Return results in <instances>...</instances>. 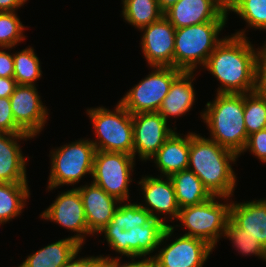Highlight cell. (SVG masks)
<instances>
[{"label": "cell", "instance_id": "cell-11", "mask_svg": "<svg viewBox=\"0 0 266 267\" xmlns=\"http://www.w3.org/2000/svg\"><path fill=\"white\" fill-rule=\"evenodd\" d=\"M174 231L170 226L164 231L158 253L151 258L152 267H203L214 248L202 239L182 234L171 242Z\"/></svg>", "mask_w": 266, "mask_h": 267}, {"label": "cell", "instance_id": "cell-12", "mask_svg": "<svg viewBox=\"0 0 266 267\" xmlns=\"http://www.w3.org/2000/svg\"><path fill=\"white\" fill-rule=\"evenodd\" d=\"M40 218L74 232L71 237L82 246L86 243V237L92 235L88 230L82 198L76 187L59 193L53 203L40 214Z\"/></svg>", "mask_w": 266, "mask_h": 267}, {"label": "cell", "instance_id": "cell-27", "mask_svg": "<svg viewBox=\"0 0 266 267\" xmlns=\"http://www.w3.org/2000/svg\"><path fill=\"white\" fill-rule=\"evenodd\" d=\"M33 47L13 53V78L18 85H34L42 77L41 62Z\"/></svg>", "mask_w": 266, "mask_h": 267}, {"label": "cell", "instance_id": "cell-37", "mask_svg": "<svg viewBox=\"0 0 266 267\" xmlns=\"http://www.w3.org/2000/svg\"><path fill=\"white\" fill-rule=\"evenodd\" d=\"M82 251V248L77 251L71 259L65 263L62 267H99L100 265V257L98 256H84L80 257V252Z\"/></svg>", "mask_w": 266, "mask_h": 267}, {"label": "cell", "instance_id": "cell-35", "mask_svg": "<svg viewBox=\"0 0 266 267\" xmlns=\"http://www.w3.org/2000/svg\"><path fill=\"white\" fill-rule=\"evenodd\" d=\"M255 92L266 98V51L261 46L256 59Z\"/></svg>", "mask_w": 266, "mask_h": 267}, {"label": "cell", "instance_id": "cell-28", "mask_svg": "<svg viewBox=\"0 0 266 267\" xmlns=\"http://www.w3.org/2000/svg\"><path fill=\"white\" fill-rule=\"evenodd\" d=\"M239 15L247 24L243 30L232 33L236 36L247 37L246 29L266 31V0H241L231 11Z\"/></svg>", "mask_w": 266, "mask_h": 267}, {"label": "cell", "instance_id": "cell-4", "mask_svg": "<svg viewBox=\"0 0 266 267\" xmlns=\"http://www.w3.org/2000/svg\"><path fill=\"white\" fill-rule=\"evenodd\" d=\"M200 112L210 133L207 138L238 156L243 152L248 135L244 121V94L216 93Z\"/></svg>", "mask_w": 266, "mask_h": 267}, {"label": "cell", "instance_id": "cell-22", "mask_svg": "<svg viewBox=\"0 0 266 267\" xmlns=\"http://www.w3.org/2000/svg\"><path fill=\"white\" fill-rule=\"evenodd\" d=\"M230 219L266 248V198L237 202L231 198Z\"/></svg>", "mask_w": 266, "mask_h": 267}, {"label": "cell", "instance_id": "cell-19", "mask_svg": "<svg viewBox=\"0 0 266 267\" xmlns=\"http://www.w3.org/2000/svg\"><path fill=\"white\" fill-rule=\"evenodd\" d=\"M164 16L175 29L209 21H228L215 0H179Z\"/></svg>", "mask_w": 266, "mask_h": 267}, {"label": "cell", "instance_id": "cell-30", "mask_svg": "<svg viewBox=\"0 0 266 267\" xmlns=\"http://www.w3.org/2000/svg\"><path fill=\"white\" fill-rule=\"evenodd\" d=\"M244 121L248 136L266 128V98L255 91L244 94Z\"/></svg>", "mask_w": 266, "mask_h": 267}, {"label": "cell", "instance_id": "cell-26", "mask_svg": "<svg viewBox=\"0 0 266 267\" xmlns=\"http://www.w3.org/2000/svg\"><path fill=\"white\" fill-rule=\"evenodd\" d=\"M121 17L137 30L160 20L164 13L157 0H121Z\"/></svg>", "mask_w": 266, "mask_h": 267}, {"label": "cell", "instance_id": "cell-13", "mask_svg": "<svg viewBox=\"0 0 266 267\" xmlns=\"http://www.w3.org/2000/svg\"><path fill=\"white\" fill-rule=\"evenodd\" d=\"M133 121V156L141 161H150L160 147L177 129L169 127L158 112H141L132 115Z\"/></svg>", "mask_w": 266, "mask_h": 267}, {"label": "cell", "instance_id": "cell-17", "mask_svg": "<svg viewBox=\"0 0 266 267\" xmlns=\"http://www.w3.org/2000/svg\"><path fill=\"white\" fill-rule=\"evenodd\" d=\"M76 188L82 198L88 230L92 236H97L112 220L120 201L92 181Z\"/></svg>", "mask_w": 266, "mask_h": 267}, {"label": "cell", "instance_id": "cell-21", "mask_svg": "<svg viewBox=\"0 0 266 267\" xmlns=\"http://www.w3.org/2000/svg\"><path fill=\"white\" fill-rule=\"evenodd\" d=\"M182 135L174 131L150 159L160 171V176L169 177L173 173L188 169L190 131Z\"/></svg>", "mask_w": 266, "mask_h": 267}, {"label": "cell", "instance_id": "cell-3", "mask_svg": "<svg viewBox=\"0 0 266 267\" xmlns=\"http://www.w3.org/2000/svg\"><path fill=\"white\" fill-rule=\"evenodd\" d=\"M233 151L217 142L190 132L189 166L212 196L230 198L237 186L232 164L238 160Z\"/></svg>", "mask_w": 266, "mask_h": 267}, {"label": "cell", "instance_id": "cell-41", "mask_svg": "<svg viewBox=\"0 0 266 267\" xmlns=\"http://www.w3.org/2000/svg\"><path fill=\"white\" fill-rule=\"evenodd\" d=\"M179 0H157L158 5L163 13L170 9Z\"/></svg>", "mask_w": 266, "mask_h": 267}, {"label": "cell", "instance_id": "cell-15", "mask_svg": "<svg viewBox=\"0 0 266 267\" xmlns=\"http://www.w3.org/2000/svg\"><path fill=\"white\" fill-rule=\"evenodd\" d=\"M137 183L140 185L142 199H144V201H141L144 204L139 202V205L146 209L153 218L162 220L165 224H167L168 218L171 219V223L178 218L180 207L169 177L160 176L158 178L152 175H145Z\"/></svg>", "mask_w": 266, "mask_h": 267}, {"label": "cell", "instance_id": "cell-33", "mask_svg": "<svg viewBox=\"0 0 266 267\" xmlns=\"http://www.w3.org/2000/svg\"><path fill=\"white\" fill-rule=\"evenodd\" d=\"M247 150L262 163H266V128L248 136L246 146L239 157Z\"/></svg>", "mask_w": 266, "mask_h": 267}, {"label": "cell", "instance_id": "cell-1", "mask_svg": "<svg viewBox=\"0 0 266 267\" xmlns=\"http://www.w3.org/2000/svg\"><path fill=\"white\" fill-rule=\"evenodd\" d=\"M168 226L170 224L153 218L139 202L123 201L119 203L112 220L98 234L105 237L109 249H113L119 257L151 260Z\"/></svg>", "mask_w": 266, "mask_h": 267}, {"label": "cell", "instance_id": "cell-14", "mask_svg": "<svg viewBox=\"0 0 266 267\" xmlns=\"http://www.w3.org/2000/svg\"><path fill=\"white\" fill-rule=\"evenodd\" d=\"M10 103L16 125L33 138L39 135L49 120V109L42 102L36 85H17Z\"/></svg>", "mask_w": 266, "mask_h": 267}, {"label": "cell", "instance_id": "cell-18", "mask_svg": "<svg viewBox=\"0 0 266 267\" xmlns=\"http://www.w3.org/2000/svg\"><path fill=\"white\" fill-rule=\"evenodd\" d=\"M33 139L28 134L0 131V183H28L26 164L19 141Z\"/></svg>", "mask_w": 266, "mask_h": 267}, {"label": "cell", "instance_id": "cell-39", "mask_svg": "<svg viewBox=\"0 0 266 267\" xmlns=\"http://www.w3.org/2000/svg\"><path fill=\"white\" fill-rule=\"evenodd\" d=\"M29 0H0V12L2 11H18Z\"/></svg>", "mask_w": 266, "mask_h": 267}, {"label": "cell", "instance_id": "cell-34", "mask_svg": "<svg viewBox=\"0 0 266 267\" xmlns=\"http://www.w3.org/2000/svg\"><path fill=\"white\" fill-rule=\"evenodd\" d=\"M121 258L101 255L99 267H152V262L148 258L138 257L139 260H136V257H130L131 261H124V263L121 262Z\"/></svg>", "mask_w": 266, "mask_h": 267}, {"label": "cell", "instance_id": "cell-10", "mask_svg": "<svg viewBox=\"0 0 266 267\" xmlns=\"http://www.w3.org/2000/svg\"><path fill=\"white\" fill-rule=\"evenodd\" d=\"M153 69L129 89L118 102L131 114L158 112L173 80L182 72L174 67H150Z\"/></svg>", "mask_w": 266, "mask_h": 267}, {"label": "cell", "instance_id": "cell-23", "mask_svg": "<svg viewBox=\"0 0 266 267\" xmlns=\"http://www.w3.org/2000/svg\"><path fill=\"white\" fill-rule=\"evenodd\" d=\"M81 248L71 236L60 239L27 255L18 267H62Z\"/></svg>", "mask_w": 266, "mask_h": 267}, {"label": "cell", "instance_id": "cell-7", "mask_svg": "<svg viewBox=\"0 0 266 267\" xmlns=\"http://www.w3.org/2000/svg\"><path fill=\"white\" fill-rule=\"evenodd\" d=\"M96 140H90L96 150L133 155L132 115L117 102L111 111L103 106L86 110Z\"/></svg>", "mask_w": 266, "mask_h": 267}, {"label": "cell", "instance_id": "cell-25", "mask_svg": "<svg viewBox=\"0 0 266 267\" xmlns=\"http://www.w3.org/2000/svg\"><path fill=\"white\" fill-rule=\"evenodd\" d=\"M28 183H0V225L19 216L30 198Z\"/></svg>", "mask_w": 266, "mask_h": 267}, {"label": "cell", "instance_id": "cell-24", "mask_svg": "<svg viewBox=\"0 0 266 267\" xmlns=\"http://www.w3.org/2000/svg\"><path fill=\"white\" fill-rule=\"evenodd\" d=\"M169 178L172 181L180 209L200 204L212 197L199 177L190 169L173 173Z\"/></svg>", "mask_w": 266, "mask_h": 267}, {"label": "cell", "instance_id": "cell-16", "mask_svg": "<svg viewBox=\"0 0 266 267\" xmlns=\"http://www.w3.org/2000/svg\"><path fill=\"white\" fill-rule=\"evenodd\" d=\"M140 47L149 67H173L175 27L163 16L142 27Z\"/></svg>", "mask_w": 266, "mask_h": 267}, {"label": "cell", "instance_id": "cell-6", "mask_svg": "<svg viewBox=\"0 0 266 267\" xmlns=\"http://www.w3.org/2000/svg\"><path fill=\"white\" fill-rule=\"evenodd\" d=\"M230 204V198L212 196L200 204L181 208L176 219L180 223L170 227L175 230V227H183L188 231L185 230L183 235L202 239L215 248L224 236L230 218Z\"/></svg>", "mask_w": 266, "mask_h": 267}, {"label": "cell", "instance_id": "cell-38", "mask_svg": "<svg viewBox=\"0 0 266 267\" xmlns=\"http://www.w3.org/2000/svg\"><path fill=\"white\" fill-rule=\"evenodd\" d=\"M17 85L13 77H0V98L10 97Z\"/></svg>", "mask_w": 266, "mask_h": 267}, {"label": "cell", "instance_id": "cell-42", "mask_svg": "<svg viewBox=\"0 0 266 267\" xmlns=\"http://www.w3.org/2000/svg\"><path fill=\"white\" fill-rule=\"evenodd\" d=\"M261 47L266 51V40L264 41V43H263V45Z\"/></svg>", "mask_w": 266, "mask_h": 267}, {"label": "cell", "instance_id": "cell-20", "mask_svg": "<svg viewBox=\"0 0 266 267\" xmlns=\"http://www.w3.org/2000/svg\"><path fill=\"white\" fill-rule=\"evenodd\" d=\"M195 72L182 71L172 82L158 113L168 122L169 118L182 117L189 112L196 99Z\"/></svg>", "mask_w": 266, "mask_h": 267}, {"label": "cell", "instance_id": "cell-32", "mask_svg": "<svg viewBox=\"0 0 266 267\" xmlns=\"http://www.w3.org/2000/svg\"><path fill=\"white\" fill-rule=\"evenodd\" d=\"M0 131L11 134H26L16 125L10 97L0 98Z\"/></svg>", "mask_w": 266, "mask_h": 267}, {"label": "cell", "instance_id": "cell-36", "mask_svg": "<svg viewBox=\"0 0 266 267\" xmlns=\"http://www.w3.org/2000/svg\"><path fill=\"white\" fill-rule=\"evenodd\" d=\"M13 48L0 47V77L8 78L13 77L14 74V61L13 53L10 51ZM5 50V51H4ZM8 50L9 52H6Z\"/></svg>", "mask_w": 266, "mask_h": 267}, {"label": "cell", "instance_id": "cell-5", "mask_svg": "<svg viewBox=\"0 0 266 267\" xmlns=\"http://www.w3.org/2000/svg\"><path fill=\"white\" fill-rule=\"evenodd\" d=\"M226 24L227 21H209L176 29L173 67L185 72H196L198 67H204L224 39L223 36L219 38V34Z\"/></svg>", "mask_w": 266, "mask_h": 267}, {"label": "cell", "instance_id": "cell-2", "mask_svg": "<svg viewBox=\"0 0 266 267\" xmlns=\"http://www.w3.org/2000/svg\"><path fill=\"white\" fill-rule=\"evenodd\" d=\"M248 39L233 34L224 36L201 68L219 81L216 93L246 94L255 91L256 59L260 47H254Z\"/></svg>", "mask_w": 266, "mask_h": 267}, {"label": "cell", "instance_id": "cell-8", "mask_svg": "<svg viewBox=\"0 0 266 267\" xmlns=\"http://www.w3.org/2000/svg\"><path fill=\"white\" fill-rule=\"evenodd\" d=\"M50 151L48 192L65 185L74 187L87 174L92 177L96 149L90 138H81Z\"/></svg>", "mask_w": 266, "mask_h": 267}, {"label": "cell", "instance_id": "cell-31", "mask_svg": "<svg viewBox=\"0 0 266 267\" xmlns=\"http://www.w3.org/2000/svg\"><path fill=\"white\" fill-rule=\"evenodd\" d=\"M24 29L16 11L0 12V47L15 48L26 38Z\"/></svg>", "mask_w": 266, "mask_h": 267}, {"label": "cell", "instance_id": "cell-9", "mask_svg": "<svg viewBox=\"0 0 266 267\" xmlns=\"http://www.w3.org/2000/svg\"><path fill=\"white\" fill-rule=\"evenodd\" d=\"M135 164L133 155L96 150L92 182L120 202L132 201L129 199V186L134 181L131 176Z\"/></svg>", "mask_w": 266, "mask_h": 267}, {"label": "cell", "instance_id": "cell-29", "mask_svg": "<svg viewBox=\"0 0 266 267\" xmlns=\"http://www.w3.org/2000/svg\"><path fill=\"white\" fill-rule=\"evenodd\" d=\"M225 239L231 241L233 248L245 256H257L266 261V248L254 237L246 234V231L238 227L230 218L227 221L224 232Z\"/></svg>", "mask_w": 266, "mask_h": 267}, {"label": "cell", "instance_id": "cell-40", "mask_svg": "<svg viewBox=\"0 0 266 267\" xmlns=\"http://www.w3.org/2000/svg\"><path fill=\"white\" fill-rule=\"evenodd\" d=\"M240 1L241 0H215L218 7L228 15Z\"/></svg>", "mask_w": 266, "mask_h": 267}]
</instances>
